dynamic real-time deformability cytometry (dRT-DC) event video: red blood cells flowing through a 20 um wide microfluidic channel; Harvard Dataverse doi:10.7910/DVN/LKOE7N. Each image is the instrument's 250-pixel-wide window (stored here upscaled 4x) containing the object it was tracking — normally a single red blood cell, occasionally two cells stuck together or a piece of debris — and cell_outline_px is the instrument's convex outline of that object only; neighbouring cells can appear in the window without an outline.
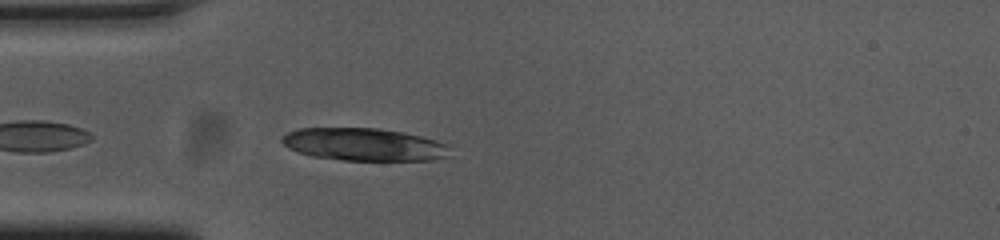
{"species": "common noctule bat (a hibernating species)", "species_latin": "Nyctalus noctula", "temperature_condition": "cold", "stored_images_in_passage": 36, "camera_frame_rate_fps": 3000, "um_per_image_px": 0.085, "animal": {"sex": "female", "body_mass_g": 23.0, "forearm_length_mm": 53.4}, "frame": {"image": 1, "passage_image": 3, "time_ms": 0.667, "image_size_px": [1000, 240], "cell_outline_px": [[452, 156], [432, 160], [344, 160], [312, 156], [288, 148], [280, 140], [288, 132], [300, 128], [376, 128], [404, 132], [436, 140], [448, 144]], "centroid_in_image_um": [30.99, 12.28], "position_along_channel_um": 54.0, "area_um2": 31.96}}